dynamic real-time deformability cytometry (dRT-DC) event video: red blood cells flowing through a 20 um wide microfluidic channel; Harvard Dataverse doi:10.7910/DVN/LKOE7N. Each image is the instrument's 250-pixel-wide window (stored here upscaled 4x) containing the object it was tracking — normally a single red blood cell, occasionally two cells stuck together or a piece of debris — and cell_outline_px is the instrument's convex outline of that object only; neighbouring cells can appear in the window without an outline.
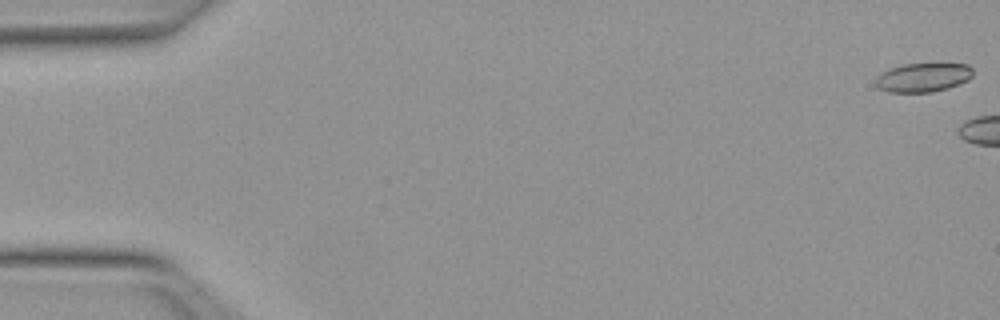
{"species": "Egyptian fruit bat (a non-hibernating species)", "species_latin": "Rousettus aegyptiacus", "temperature_condition": "warm", "stored_images_in_passage": 7, "camera_frame_rate_fps": 3000, "um_per_image_px": 0.085, "animal": {"sex": "female"}, "frame": {"image": 1, "passage_image": 1, "time_ms": 0.0, "image_size_px": [1000, 320], "cell_outline_px": [[972, 76], [968, 80], [948, 88], [932, 92], [888, 92], [880, 88], [876, 84], [876, 76], [880, 72], [888, 68], [904, 64], [968, 64], [972, 68]], "centroid_in_image_um": [78.44, 6.58], "position_along_channel_um": 6.6, "area_um2": 16.42}}